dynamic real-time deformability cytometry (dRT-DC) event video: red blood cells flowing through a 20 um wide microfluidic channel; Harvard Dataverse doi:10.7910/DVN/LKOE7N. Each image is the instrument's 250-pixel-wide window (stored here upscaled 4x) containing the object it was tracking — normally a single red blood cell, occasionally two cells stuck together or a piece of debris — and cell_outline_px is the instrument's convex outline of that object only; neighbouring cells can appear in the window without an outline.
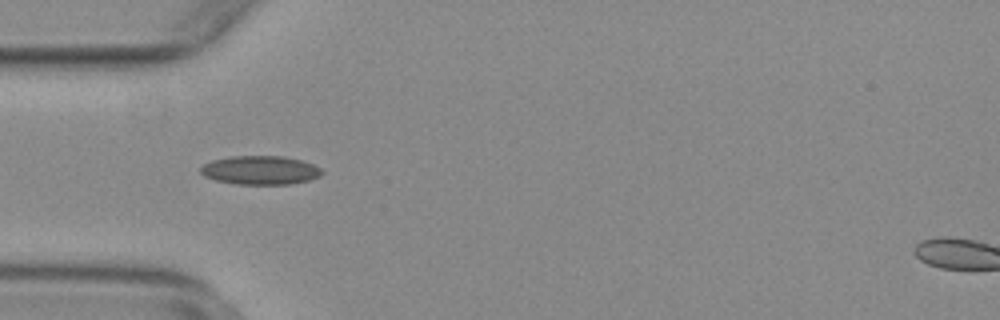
{"species": "common noctule bat (a hibernating species)", "species_latin": "Nyctalus noctula", "temperature_condition": "warm", "stored_images_in_passage": 18, "camera_frame_rate_fps": 3000, "um_per_image_px": 0.085, "animal": {"sex": "female", "body_mass_g": 29.2, "forearm_length_mm": 56.3}, "frame": {"image": 1, "passage_image": 17, "time_ms": 5.333, "image_size_px": [1000, 320], "cell_outline_px": [[324, 172], [320, 176], [308, 180], [292, 184], [236, 184], [216, 180], [204, 176], [200, 172], [200, 168], [204, 164], [212, 160], [232, 156], [284, 156], [300, 160], [312, 164], [320, 168]], "centroid_in_image_um": [22.12, 14.46], "position_along_channel_um": 62.9, "area_um2": 20.29}}